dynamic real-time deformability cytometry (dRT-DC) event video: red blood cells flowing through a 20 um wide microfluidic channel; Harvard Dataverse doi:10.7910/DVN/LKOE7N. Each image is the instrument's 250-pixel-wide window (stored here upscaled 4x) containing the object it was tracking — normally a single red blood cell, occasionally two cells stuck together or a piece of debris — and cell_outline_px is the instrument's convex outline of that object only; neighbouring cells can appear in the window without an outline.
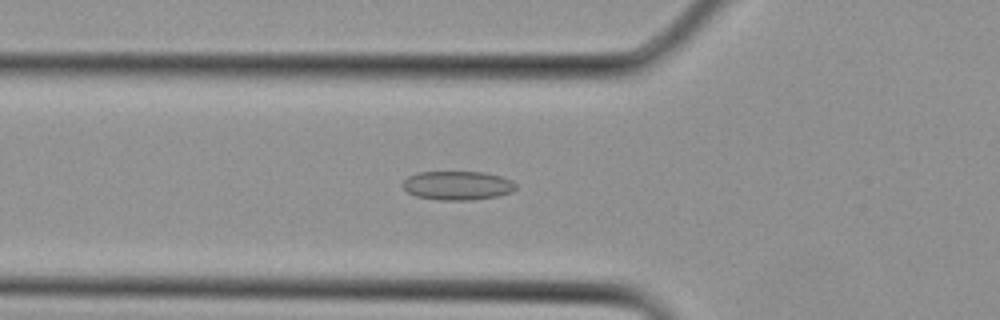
{"species": "Egyptian fruit bat (a non-hibernating species)", "species_latin": "Rousettus aegyptiacus", "temperature_condition": "cold", "stored_images_in_passage": 20, "camera_frame_rate_fps": 3000, "um_per_image_px": 0.085, "animal": {"sex": "female"}, "frame": {"image": 1, "passage_image": 10, "time_ms": 3.0, "image_size_px": [1000, 320], "cell_outline_px": [[516, 188], [512, 192], [496, 196], [468, 200], [440, 200], [416, 196], [408, 192], [404, 188], [404, 180], [408, 176], [416, 172], [484, 172], [500, 176], [512, 180], [516, 184]], "centroid_in_image_um": [38.9, 15.76], "position_along_channel_um": 86.9, "area_um2": 18.96}}
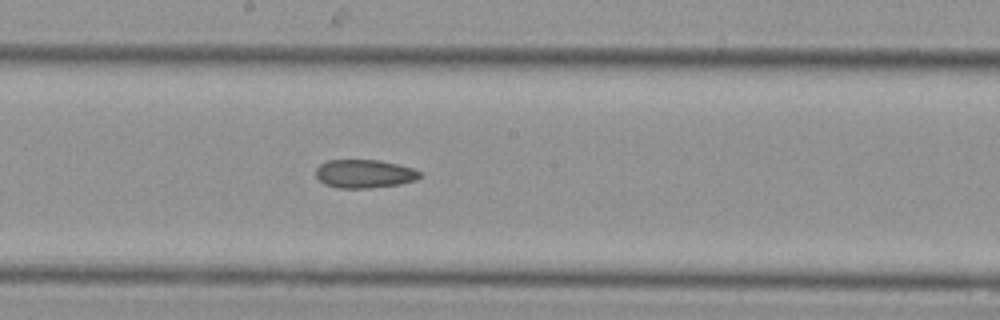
{"frame": {"image": 2, "passage_image": 16, "time_ms": 5.0, "image_size_px": [1000, 320], "cell_outline_px": [[420, 176], [416, 180], [400, 184], [368, 188], [340, 188], [324, 184], [316, 176], [316, 168], [320, 164], [328, 160], [380, 160], [412, 168], [420, 172]], "centroid_in_image_um": [30.95, 14.77], "position_along_channel_um": 217.2, "area_um2": 17.11}}
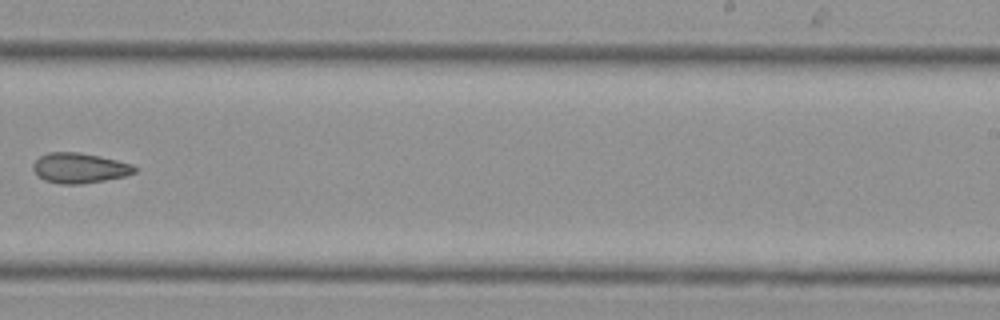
{"frame": {"image": 3, "passage_image": 19, "time_ms": 6.0, "image_size_px": [1000, 320], "cell_outline_px": [[136, 172], [124, 176], [104, 180], [80, 184], [60, 184], [44, 180], [36, 176], [32, 168], [32, 164], [40, 156], [48, 152], [80, 152], [100, 156], [132, 164], [136, 168]], "centroid_in_image_um": [6.71, 14.28], "position_along_channel_um": 282.3, "area_um2": 17.92}}